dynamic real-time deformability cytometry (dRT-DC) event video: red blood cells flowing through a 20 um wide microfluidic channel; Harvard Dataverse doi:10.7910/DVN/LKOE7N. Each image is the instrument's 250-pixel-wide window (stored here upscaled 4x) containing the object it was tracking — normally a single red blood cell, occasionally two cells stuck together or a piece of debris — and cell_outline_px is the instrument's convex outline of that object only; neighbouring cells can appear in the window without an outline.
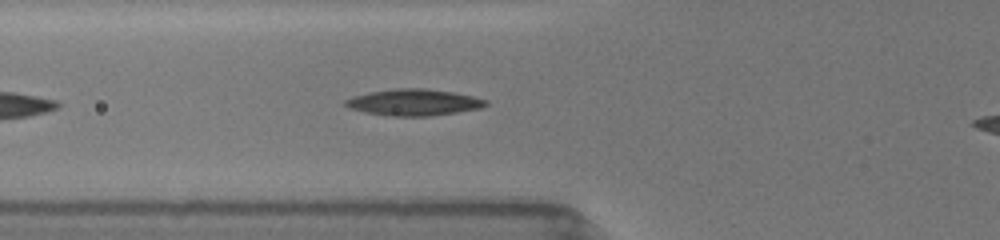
{"species": "common noctule bat (a hibernating species)", "species_latin": "Nyctalus noctula", "temperature_condition": "room temperature", "stored_images_in_passage": 18, "camera_frame_rate_fps": 3000, "um_per_image_px": 0.085, "animal": {"sex": "female", "body_mass_g": 19.5, "forearm_length_mm": 54.1}, "frame": {"image": 1, "passage_image": 11, "time_ms": 6.0, "image_size_px": [1000, 240], "cell_outline_px": [[488, 104], [480, 108], [432, 116], [388, 116], [364, 112], [348, 108], [344, 104], [344, 100], [352, 96], [368, 92], [396, 88], [424, 88], [452, 92], [472, 96], [488, 100]], "centroid_in_image_um": [35.13, 8.7], "position_along_channel_um": 90.7, "area_um2": 21.73}}
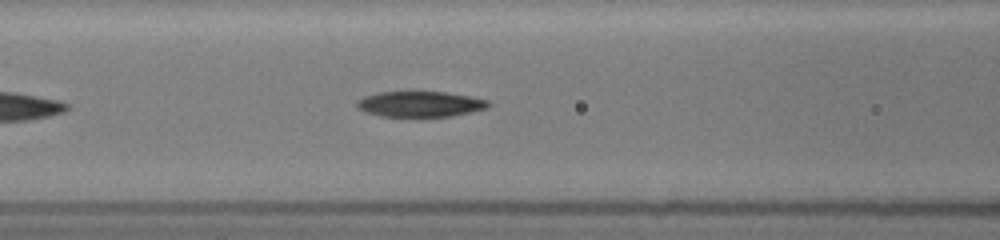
{"frame": {"image": 2, "passage_image": 13, "time_ms": 7.0, "image_size_px": [1000, 240], "cell_outline_px": [[492, 104], [488, 108], [452, 116], [420, 120], [380, 116], [364, 112], [356, 108], [356, 100], [364, 96], [380, 92], [412, 88], [444, 92], [468, 96], [488, 100]], "centroid_in_image_um": [35.64, 8.85], "position_along_channel_um": 131.0, "area_um2": 21.56}}